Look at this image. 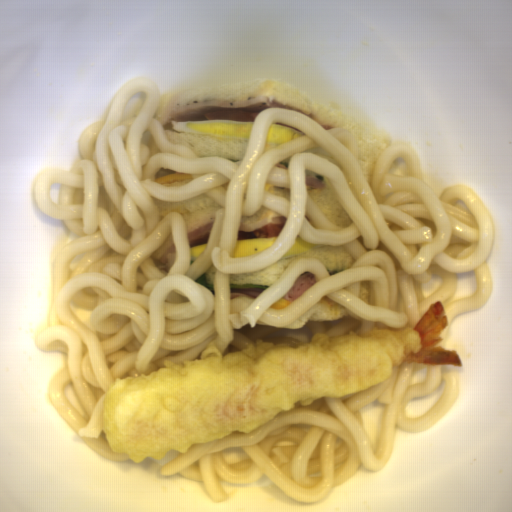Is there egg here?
Wrapping results in <instances>:
<instances>
[{"label": "egg", "instance_id": "egg-1", "mask_svg": "<svg viewBox=\"0 0 512 512\" xmlns=\"http://www.w3.org/2000/svg\"><path fill=\"white\" fill-rule=\"evenodd\" d=\"M254 121H235V120H202L190 122H175L172 127L178 132L199 133L231 138L249 139L251 138Z\"/></svg>", "mask_w": 512, "mask_h": 512}, {"label": "egg", "instance_id": "egg-2", "mask_svg": "<svg viewBox=\"0 0 512 512\" xmlns=\"http://www.w3.org/2000/svg\"><path fill=\"white\" fill-rule=\"evenodd\" d=\"M277 237L261 239H237L233 257L244 259L268 250Z\"/></svg>", "mask_w": 512, "mask_h": 512}, {"label": "egg", "instance_id": "egg-3", "mask_svg": "<svg viewBox=\"0 0 512 512\" xmlns=\"http://www.w3.org/2000/svg\"><path fill=\"white\" fill-rule=\"evenodd\" d=\"M305 134L301 130L295 127H291L285 124H274L271 127V130L268 134L266 142L275 143V144H284L291 140L302 137Z\"/></svg>", "mask_w": 512, "mask_h": 512}, {"label": "egg", "instance_id": "egg-4", "mask_svg": "<svg viewBox=\"0 0 512 512\" xmlns=\"http://www.w3.org/2000/svg\"><path fill=\"white\" fill-rule=\"evenodd\" d=\"M324 245L325 244L310 243L297 235L291 247L278 260L295 257L305 251L321 249Z\"/></svg>", "mask_w": 512, "mask_h": 512}, {"label": "egg", "instance_id": "egg-5", "mask_svg": "<svg viewBox=\"0 0 512 512\" xmlns=\"http://www.w3.org/2000/svg\"><path fill=\"white\" fill-rule=\"evenodd\" d=\"M208 242L189 248L190 264L200 256L207 248Z\"/></svg>", "mask_w": 512, "mask_h": 512}, {"label": "egg", "instance_id": "egg-6", "mask_svg": "<svg viewBox=\"0 0 512 512\" xmlns=\"http://www.w3.org/2000/svg\"><path fill=\"white\" fill-rule=\"evenodd\" d=\"M291 303L292 302H290L288 300H284V299H280L279 298L278 300H276L275 302H273L269 306L272 307L273 309L274 308H285L286 306H288Z\"/></svg>", "mask_w": 512, "mask_h": 512}]
</instances>
